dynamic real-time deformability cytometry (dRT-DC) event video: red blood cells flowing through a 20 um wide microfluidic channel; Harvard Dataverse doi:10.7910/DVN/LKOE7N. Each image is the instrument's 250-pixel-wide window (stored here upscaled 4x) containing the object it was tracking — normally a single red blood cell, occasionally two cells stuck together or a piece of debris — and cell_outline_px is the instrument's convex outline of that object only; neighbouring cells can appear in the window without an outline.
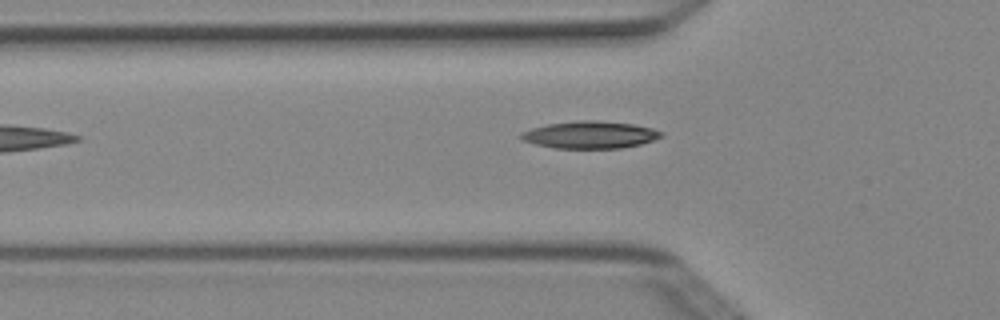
{"species": "Egyptian fruit bat (a non-hibernating species)", "species_latin": "Rousettus aegyptiacus", "temperature_condition": "cold", "stored_images_in_passage": 6, "camera_frame_rate_fps": 3000, "um_per_image_px": 0.085, "animal": {"sex": "female"}, "frame": {"image": 1, "passage_image": 5, "time_ms": 1.333, "image_size_px": [1000, 320], "cell_outline_px": [[664, 136], [640, 144], [620, 148], [552, 148], [520, 140], [520, 132], [532, 128], [548, 124], [580, 120], [596, 120], [632, 124], [652, 128], [664, 132]], "centroid_in_image_um": [50.14, 11.46], "position_along_channel_um": 75.7, "area_um2": 22.25}}
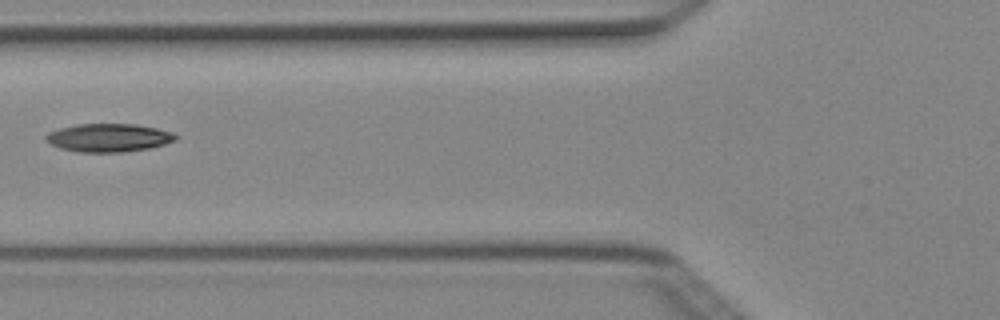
{"frame": {"image": 2, "passage_image": 6, "time_ms": 1.667, "image_size_px": [1000, 320], "cell_outline_px": [[176, 140], [164, 144], [148, 148], [124, 152], [76, 152], [60, 148], [48, 144], [44, 140], [44, 136], [48, 132], [60, 128], [76, 124], [136, 124], [156, 128], [172, 132], [176, 136]], "centroid_in_image_um": [9.17, 11.71], "position_along_channel_um": 116.6, "area_um2": 21.44}}